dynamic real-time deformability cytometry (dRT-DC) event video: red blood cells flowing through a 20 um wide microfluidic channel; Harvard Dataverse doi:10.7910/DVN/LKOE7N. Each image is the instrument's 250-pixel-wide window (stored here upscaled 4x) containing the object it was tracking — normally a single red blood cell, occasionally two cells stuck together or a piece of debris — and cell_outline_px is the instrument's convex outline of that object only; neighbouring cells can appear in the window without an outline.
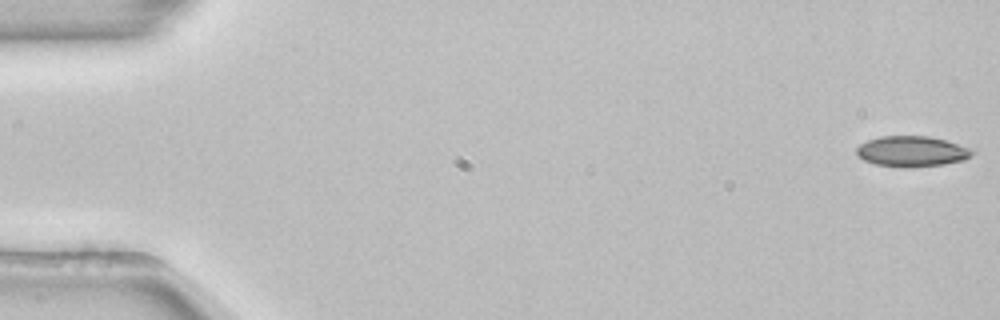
{"species": "common noctule bat (a hibernating species)", "species_latin": "Nyctalus noctula", "temperature_condition": "room temperature", "stored_images_in_passage": 53, "camera_frame_rate_fps": 3000, "um_per_image_px": 0.085, "animal": {"sex": "female", "body_mass_g": 22.7, "forearm_length_mm": 54.2}, "frame": {"image": 1, "passage_image": 1, "time_ms": 0.0, "image_size_px": [1000, 320], "cell_outline_px": [[972, 152], [964, 160], [944, 164], [876, 164], [864, 160], [856, 156], [856, 148], [860, 144], [868, 140], [880, 136], [928, 136], [944, 140], [968, 148]], "centroid_in_image_um": [77.43, 12.81], "position_along_channel_um": 7.6, "area_um2": 19.36}}
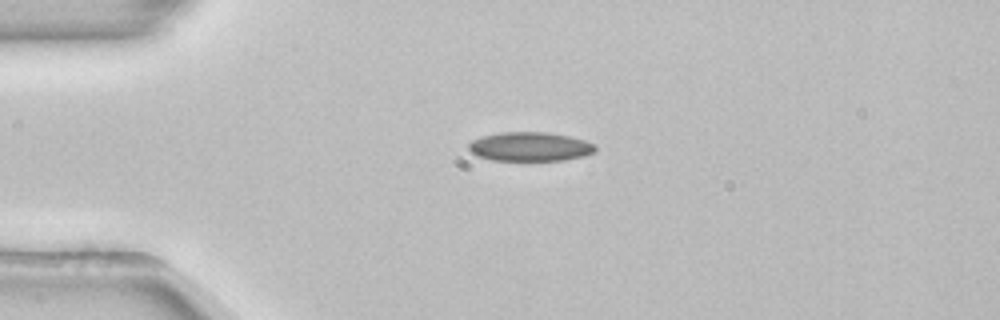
{"frame": {"image": 2, "passage_image": 13, "time_ms": 4.0, "image_size_px": [1000, 320], "cell_outline_px": [[596, 152], [584, 156], [564, 160], [492, 160], [476, 156], [468, 148], [468, 144], [472, 140], [484, 136], [500, 132], [548, 132], [568, 136], [584, 140], [592, 144], [596, 148]], "centroid_in_image_um": [45.04, 12.46], "position_along_channel_um": 40.0, "area_um2": 21.39}}
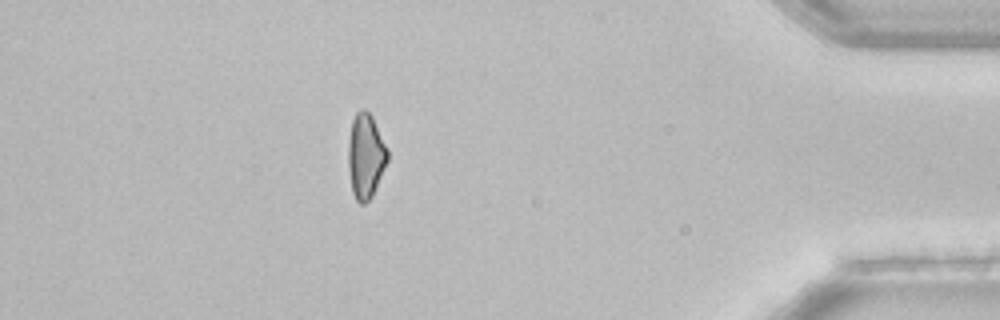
{"frame": {"image": 3, "passage_image": 47, "time_ms": 15.333, "image_size_px": [1000, 320], "cell_outline_px": [[388, 160], [372, 196], [364, 204], [360, 204], [356, 200], [352, 192], [348, 168], [348, 144], [352, 120], [356, 112], [360, 108], [364, 108], [372, 116], [388, 148]], "centroid_in_image_um": [31.07, 13.24], "position_along_channel_um": 404.1, "area_um2": 19.54}}